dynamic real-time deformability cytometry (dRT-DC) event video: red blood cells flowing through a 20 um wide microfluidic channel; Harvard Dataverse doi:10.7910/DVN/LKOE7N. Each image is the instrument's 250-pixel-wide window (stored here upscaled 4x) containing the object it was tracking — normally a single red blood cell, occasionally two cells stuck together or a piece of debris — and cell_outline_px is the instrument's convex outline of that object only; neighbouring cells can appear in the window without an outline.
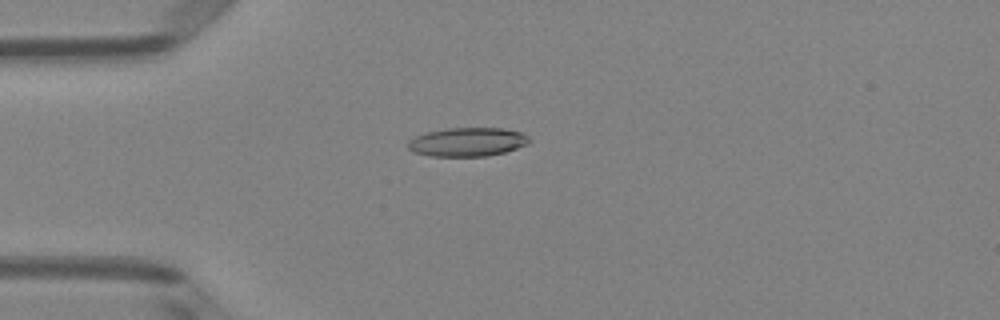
{"species": "Egyptian fruit bat (a non-hibernating species)", "species_latin": "Rousettus aegyptiacus", "temperature_condition": "room temperature", "stored_images_in_passage": 3, "camera_frame_rate_fps": 3000, "um_per_image_px": 0.085, "animal": {"sex": "female"}, "frame": {"image": 1, "passage_image": 3, "time_ms": 0.667, "image_size_px": [1000, 320], "cell_outline_px": [[532, 140], [528, 144], [504, 152], [488, 156], [432, 156], [412, 152], [408, 148], [408, 140], [416, 136], [428, 132], [448, 128], [504, 128], [524, 132]], "centroid_in_image_um": [39.77, 12.06], "position_along_channel_um": 45.2, "area_um2": 20.46}}